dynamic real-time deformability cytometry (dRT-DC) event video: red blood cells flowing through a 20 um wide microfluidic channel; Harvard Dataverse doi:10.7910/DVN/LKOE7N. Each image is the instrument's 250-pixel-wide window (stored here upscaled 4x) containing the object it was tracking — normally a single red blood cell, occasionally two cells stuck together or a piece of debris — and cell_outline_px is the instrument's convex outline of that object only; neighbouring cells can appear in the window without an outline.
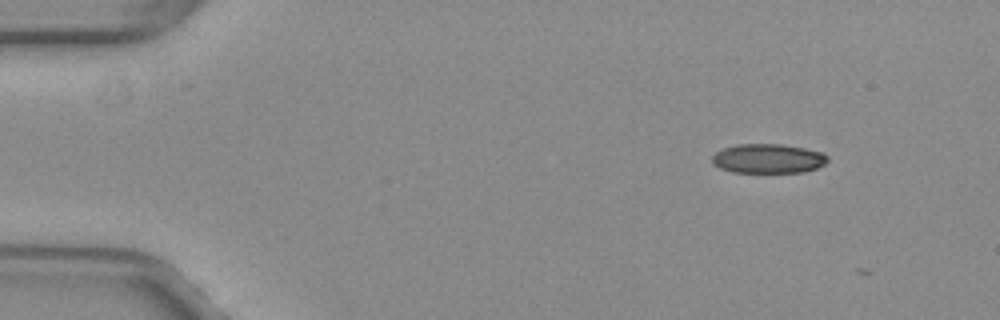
{"species": "common noctule bat (a hibernating species)", "species_latin": "Nyctalus noctula", "temperature_condition": "warm", "stored_images_in_passage": 9, "camera_frame_rate_fps": 3000, "um_per_image_px": 0.085, "animal": {"sex": "female", "body_mass_g": 29.2, "forearm_length_mm": 56.3}, "frame": {"image": 1, "passage_image": 5, "time_ms": 1.333, "image_size_px": [1000, 320], "cell_outline_px": [[828, 160], [824, 164], [816, 168], [804, 172], [732, 172], [720, 168], [712, 160], [712, 156], [716, 152], [724, 148], [736, 144], [780, 144], [804, 148], [824, 152], [828, 156]], "centroid_in_image_um": [65.32, 13.47], "position_along_channel_um": 19.7, "area_um2": 19.71}}